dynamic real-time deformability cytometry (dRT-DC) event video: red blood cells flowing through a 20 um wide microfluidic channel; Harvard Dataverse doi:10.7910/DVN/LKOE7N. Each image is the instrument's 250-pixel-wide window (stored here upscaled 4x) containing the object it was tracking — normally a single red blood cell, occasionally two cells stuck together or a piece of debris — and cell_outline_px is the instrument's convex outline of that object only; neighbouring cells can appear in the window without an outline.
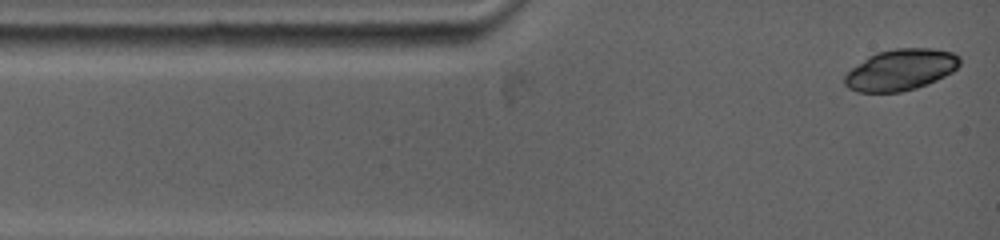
{"species": "common noctule bat (a hibernating species)", "species_latin": "Nyctalus noctula", "temperature_condition": "warm", "stored_images_in_passage": 5, "camera_frame_rate_fps": 5000, "um_per_image_px": 0.085, "animal": {"sex": "female", "body_mass_g": 19.0, "forearm_length_mm": 53.3}, "frame": {"image": 1, "passage_image": 1, "time_ms": 0.0, "image_size_px": [1000, 240], "cell_outline_px": [[960, 64], [952, 72], [928, 84], [916, 88], [900, 92], [856, 92], [848, 88], [844, 84], [844, 76], [852, 68], [868, 56], [876, 52], [896, 48], [932, 48], [952, 52], [960, 56]], "centroid_in_image_um": [76.55, 5.93], "position_along_channel_um": 8.4, "area_um2": 27.74}}
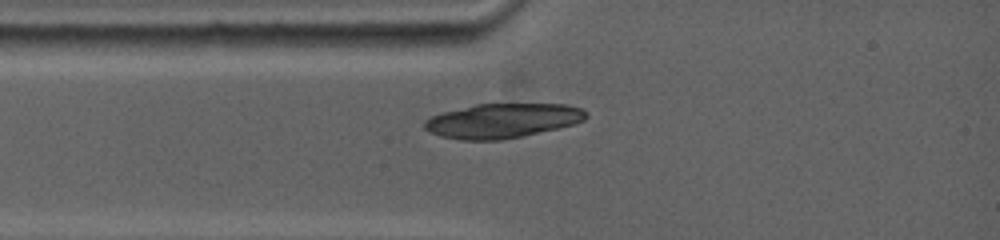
{"frame": {"image": 2, "passage_image": 3, "time_ms": 2.0, "image_size_px": [1000, 240], "cell_outline_px": [[588, 116], [584, 120], [560, 128], [500, 140], [460, 140], [440, 136], [424, 128], [424, 120], [432, 116], [444, 112], [476, 104], [564, 104], [580, 108], [588, 112]], "centroid_in_image_um": [42.72, 10.26], "position_along_channel_um": 42.3, "area_um2": 32.25}}
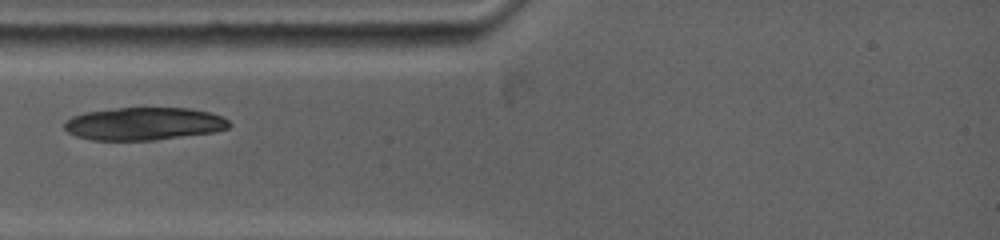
{"frame": {"image": 3, "passage_image": 4, "time_ms": 2.8, "image_size_px": [1000, 240], "cell_outline_px": [[232, 124], [228, 128], [216, 132], [156, 140], [92, 140], [76, 136], [68, 132], [64, 128], [64, 124], [72, 116], [84, 112], [116, 108], [188, 108], [208, 112], [220, 116], [228, 120]], "centroid_in_image_um": [12.24, 10.52], "position_along_channel_um": 72.8, "area_um2": 31.5}}